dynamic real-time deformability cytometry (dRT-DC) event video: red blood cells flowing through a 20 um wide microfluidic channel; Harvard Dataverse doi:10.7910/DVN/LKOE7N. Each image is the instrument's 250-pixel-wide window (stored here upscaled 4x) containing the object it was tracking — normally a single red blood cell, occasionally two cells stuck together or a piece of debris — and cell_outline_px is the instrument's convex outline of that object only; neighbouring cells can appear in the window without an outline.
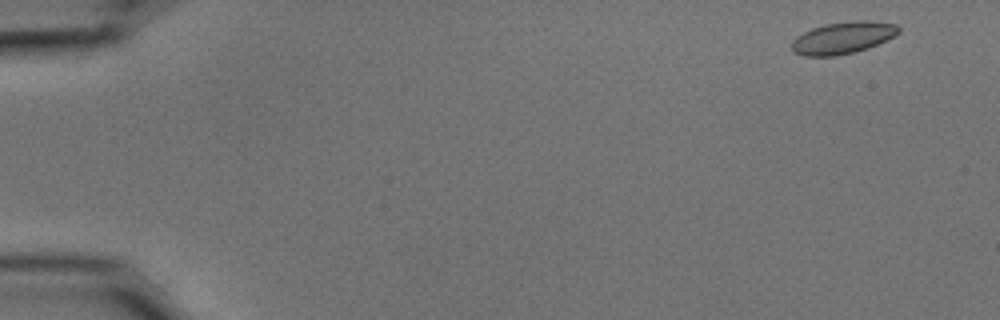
{"species": "common noctule bat (a hibernating species)", "species_latin": "Nyctalus noctula", "temperature_condition": "cold", "stored_images_in_passage": 15, "camera_frame_rate_fps": 3000, "um_per_image_px": 0.085, "animal": {"sex": "male", "body_mass_g": 15.6}, "frame": {"image": 1, "passage_image": 2, "time_ms": 0.333, "image_size_px": [1000, 320], "cell_outline_px": [[900, 32], [868, 48], [856, 52], [836, 56], [804, 56], [792, 52], [792, 40], [796, 36], [812, 28], [824, 24], [856, 20], [868, 20], [896, 24], [900, 28]], "centroid_in_image_um": [71.61, 3.21], "position_along_channel_um": 13.4, "area_um2": 19.94}}
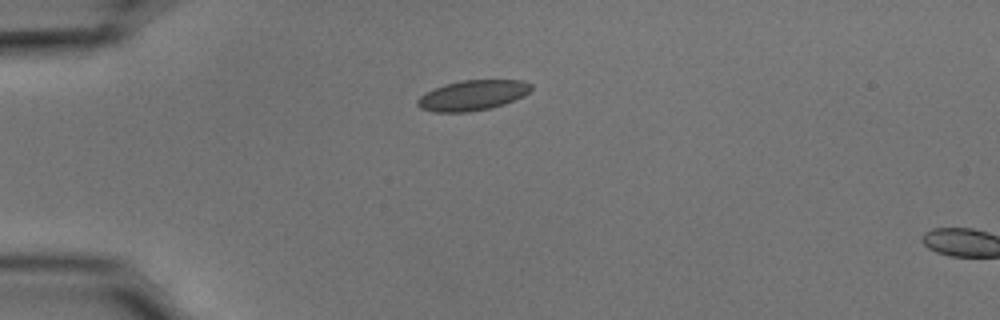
{"frame": {"image": 2, "passage_image": 13, "time_ms": 4.0, "image_size_px": [1000, 320], "cell_outline_px": [[532, 88], [524, 96], [504, 104], [488, 108], [468, 112], [432, 112], [420, 108], [416, 104], [416, 100], [424, 92], [432, 88], [444, 84], [460, 80], [524, 80], [532, 84]], "centroid_in_image_um": [40.13, 8.09], "position_along_channel_um": 44.9, "area_um2": 20.23}}